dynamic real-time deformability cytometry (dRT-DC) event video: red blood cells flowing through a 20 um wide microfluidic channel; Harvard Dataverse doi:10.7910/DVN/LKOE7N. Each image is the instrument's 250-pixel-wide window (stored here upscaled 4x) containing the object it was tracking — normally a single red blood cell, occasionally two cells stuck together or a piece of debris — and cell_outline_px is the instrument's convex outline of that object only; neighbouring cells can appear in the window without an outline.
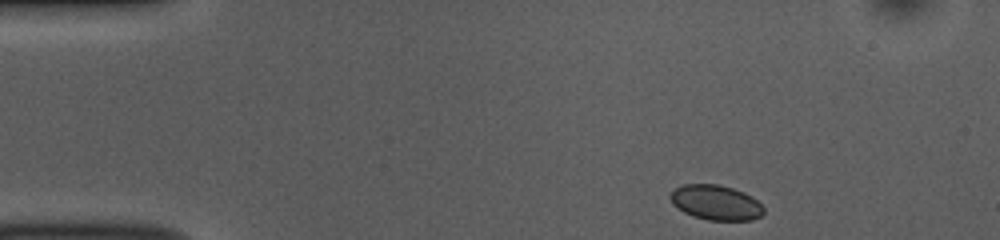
{"species": "common noctule bat (a hibernating species)", "species_latin": "Nyctalus noctula", "temperature_condition": "room temperature", "stored_images_in_passage": 46, "camera_frame_rate_fps": 3000, "um_per_image_px": 0.085, "animal": {"sex": "female", "body_mass_g": 10.0, "forearm_length_mm": 53.1}, "frame": {"image": 1, "passage_image": 1, "time_ms": 0.0, "image_size_px": [1000, 240], "cell_outline_px": [[764, 212], [760, 216], [752, 220], [708, 220], [692, 216], [684, 212], [672, 204], [668, 196], [676, 188], [684, 184], [716, 184], [732, 188], [744, 192], [752, 196], [764, 208]], "centroid_in_image_um": [60.83, 17.22], "position_along_channel_um": 24.2, "area_um2": 19.02}}
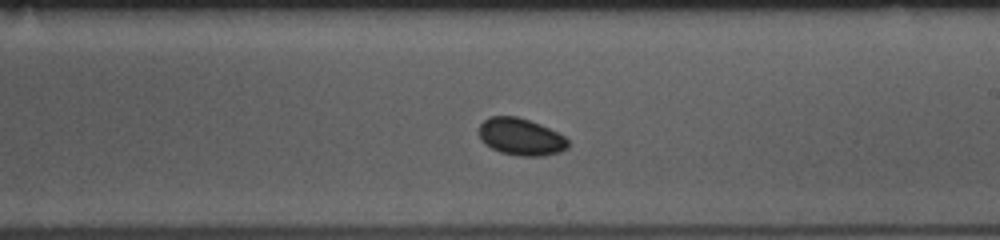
{"frame": {"image": 2, "passage_image": 24, "time_ms": 7.667, "image_size_px": [1000, 240], "cell_outline_px": [[568, 148], [560, 152], [544, 156], [520, 156], [500, 152], [484, 144], [480, 140], [480, 124], [484, 120], [492, 116], [516, 116], [540, 124], [564, 136], [568, 140]], "centroid_in_image_um": [44.27, 11.64], "position_along_channel_um": 244.7, "area_um2": 19.19}}
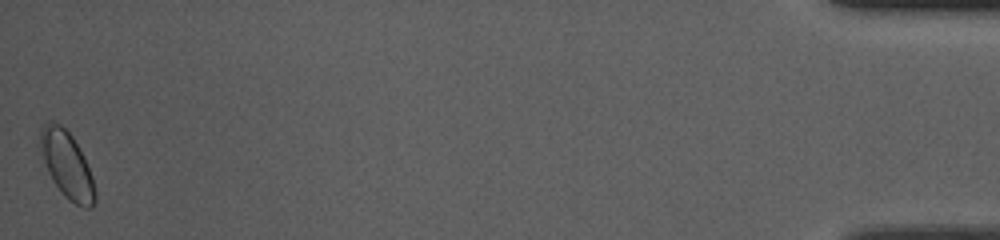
{"frame": {"image": 3, "passage_image": 46, "time_ms": 15.0, "image_size_px": [1000, 240], "cell_outline_px": [[96, 200], [92, 208], [84, 208], [68, 200], [64, 196], [52, 180], [48, 172], [44, 160], [40, 140], [40, 132], [44, 124], [48, 120], [52, 120], [60, 124], [72, 136], [92, 176], [96, 192]], "centroid_in_image_um": [5.7, 14.05], "position_along_channel_um": 429.5, "area_um2": 20.87}}